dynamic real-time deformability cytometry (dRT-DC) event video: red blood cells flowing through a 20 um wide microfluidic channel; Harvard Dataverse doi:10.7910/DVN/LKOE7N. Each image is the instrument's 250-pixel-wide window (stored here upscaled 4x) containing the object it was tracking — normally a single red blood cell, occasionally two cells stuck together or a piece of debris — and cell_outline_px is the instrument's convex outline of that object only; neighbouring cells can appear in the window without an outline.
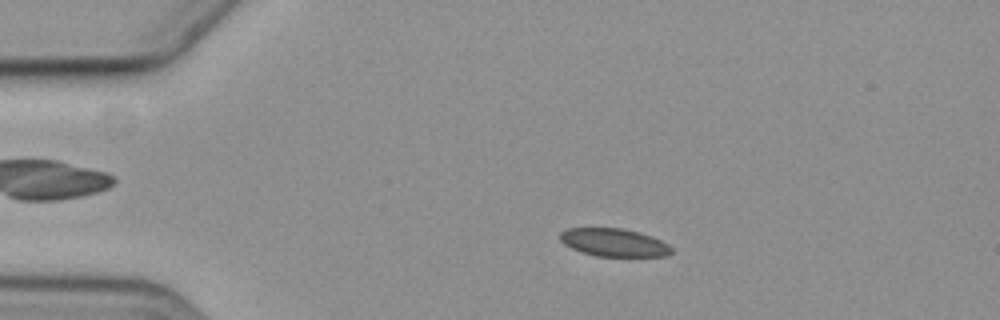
{"species": "common noctule bat (a hibernating species)", "species_latin": "Nyctalus noctula", "temperature_condition": "cold", "stored_images_in_passage": 60, "camera_frame_rate_fps": 3000, "um_per_image_px": 0.085, "animal": {"sex": "female", "body_mass_g": 19.3, "forearm_length_mm": 54.1}, "frame": {"image": 1, "passage_image": 12, "time_ms": 3.667, "image_size_px": [1000, 320], "cell_outline_px": [[672, 252], [664, 256], [596, 256], [580, 252], [564, 244], [560, 240], [560, 232], [568, 228], [624, 228], [640, 232], [652, 236], [668, 244], [672, 248]], "centroid_in_image_um": [52.17, 20.6], "position_along_channel_um": 32.8, "area_um2": 18.21}}
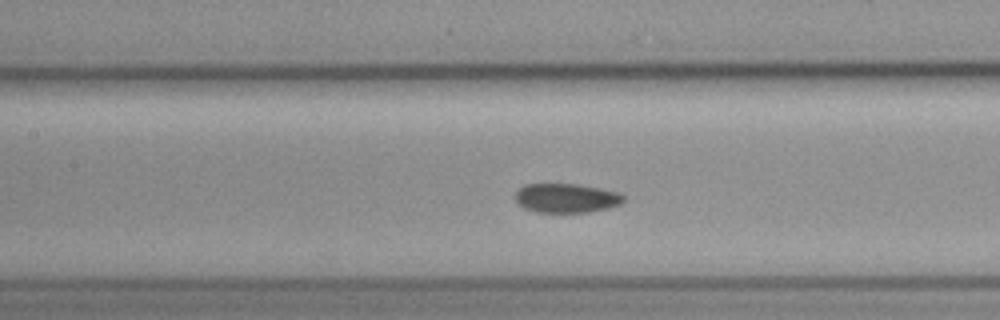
{"frame": {"image": 2, "passage_image": 27, "time_ms": 8.667, "image_size_px": [1000, 320], "cell_outline_px": [[624, 200], [620, 204], [608, 208], [588, 212], [536, 212], [524, 208], [516, 200], [516, 192], [524, 184], [580, 184], [620, 192], [624, 196]], "centroid_in_image_um": [48.16, 16.83], "position_along_channel_um": 159.2, "area_um2": 18.44}}
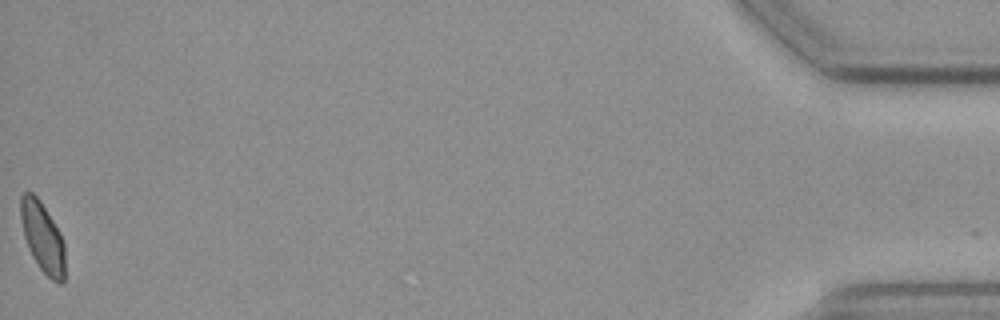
{"frame": {"image": 3, "passage_image": 59, "time_ms": 19.333, "image_size_px": [1000, 320], "cell_outline_px": [[64, 280], [60, 284], [52, 280], [40, 268], [32, 256], [28, 248], [24, 236], [20, 216], [20, 196], [24, 192], [32, 192], [40, 200], [60, 232], [64, 240]], "centroid_in_image_um": [3.61, 20.15], "position_along_channel_um": 431.6, "area_um2": 18.09}}